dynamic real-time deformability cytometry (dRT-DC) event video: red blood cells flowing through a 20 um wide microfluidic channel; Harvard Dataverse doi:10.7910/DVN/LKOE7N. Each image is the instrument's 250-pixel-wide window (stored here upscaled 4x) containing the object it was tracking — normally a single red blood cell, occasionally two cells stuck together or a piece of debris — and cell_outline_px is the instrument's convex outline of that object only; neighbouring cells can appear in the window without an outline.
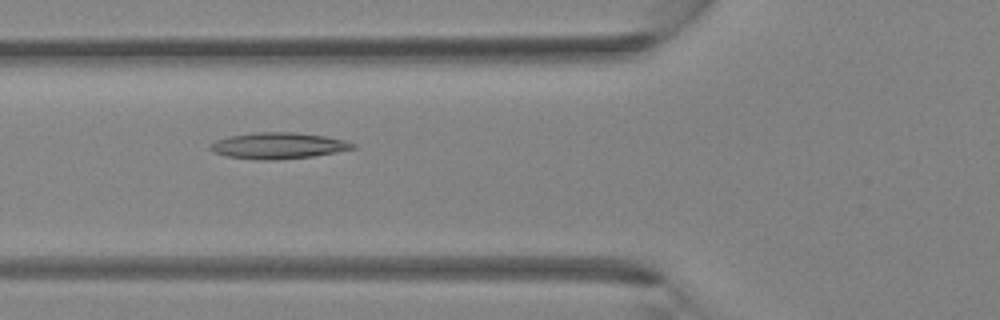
{"species": "Egyptian fruit bat (a non-hibernating species)", "species_latin": "Rousettus aegyptiacus", "temperature_condition": "room temperature", "stored_images_in_passage": 39, "camera_frame_rate_fps": 3000, "um_per_image_px": 0.085, "animal": {"sex": "female"}, "frame": {"image": 1, "passage_image": 14, "time_ms": 4.333, "image_size_px": [1000, 320], "cell_outline_px": [[356, 148], [336, 152], [312, 156], [276, 160], [256, 160], [228, 156], [212, 152], [208, 148], [208, 144], [216, 140], [228, 136], [252, 132], [292, 132], [324, 136], [344, 140], [356, 144]], "centroid_in_image_um": [23.59, 12.38], "position_along_channel_um": 102.2, "area_um2": 21.91}}
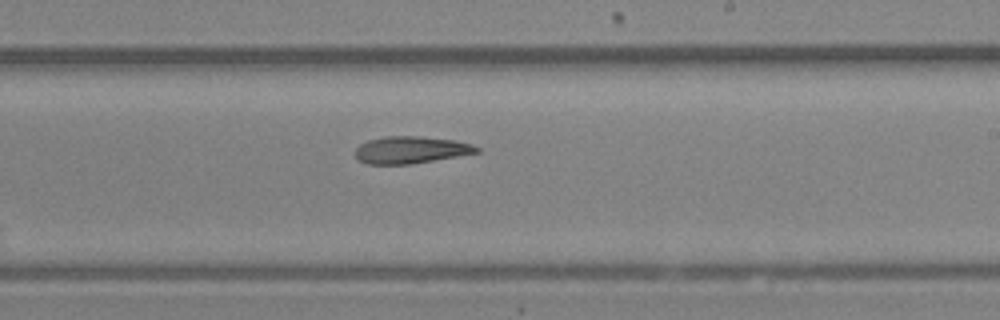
{"frame": {"image": 2, "passage_image": 23, "time_ms": 7.333, "image_size_px": [1000, 320], "cell_outline_px": [[480, 152], [408, 164], [368, 164], [360, 160], [356, 156], [356, 148], [360, 144], [368, 140], [384, 136], [420, 136], [456, 140], [472, 144], [480, 148]], "centroid_in_image_um": [34.93, 12.72], "position_along_channel_um": 254.1, "area_um2": 19.02}}
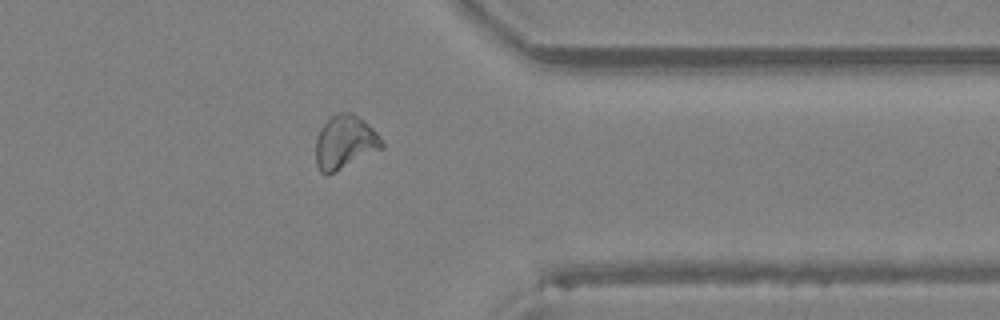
{"frame": {"image": 3, "passage_image": 31, "time_ms": 10.0, "image_size_px": [1000, 320], "cell_outline_px": [[384, 148], [328, 176], [320, 172], [316, 164], [316, 136], [320, 128], [332, 116], [340, 112], [352, 112], [364, 120], [380, 136], [384, 144]], "centroid_in_image_um": [29.32, 12.11], "position_along_channel_um": 382.1, "area_um2": 20.87}}